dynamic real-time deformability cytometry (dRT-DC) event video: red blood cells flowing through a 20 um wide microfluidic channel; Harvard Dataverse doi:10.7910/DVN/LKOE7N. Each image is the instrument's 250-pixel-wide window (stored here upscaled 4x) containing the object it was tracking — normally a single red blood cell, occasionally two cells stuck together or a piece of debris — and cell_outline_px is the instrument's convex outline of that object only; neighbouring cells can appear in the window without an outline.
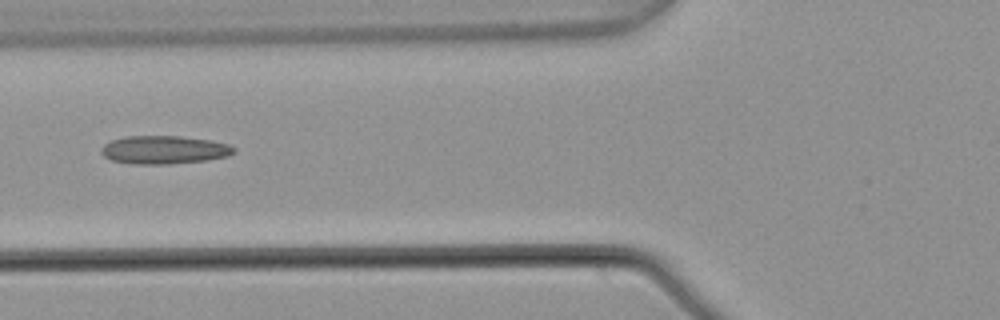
{"species": "common noctule bat (a hibernating species)", "species_latin": "Nyctalus noctula", "temperature_condition": "warm", "stored_images_in_passage": 2, "camera_frame_rate_fps": 3000, "um_per_image_px": 0.085, "animal": {"sex": "male", "body_mass_g": 21.5, "forearm_length_mm": 52.0}, "frame": {"image": 1, "passage_image": 2, "time_ms": 0.333, "image_size_px": [1000, 320], "cell_outline_px": [[236, 152], [228, 156], [204, 160], [168, 164], [132, 164], [112, 160], [104, 156], [100, 152], [100, 148], [108, 140], [124, 136], [180, 136], [208, 140], [228, 144], [236, 148]], "centroid_in_image_um": [13.9, 12.73], "position_along_channel_um": 111.9, "area_um2": 21.91}}